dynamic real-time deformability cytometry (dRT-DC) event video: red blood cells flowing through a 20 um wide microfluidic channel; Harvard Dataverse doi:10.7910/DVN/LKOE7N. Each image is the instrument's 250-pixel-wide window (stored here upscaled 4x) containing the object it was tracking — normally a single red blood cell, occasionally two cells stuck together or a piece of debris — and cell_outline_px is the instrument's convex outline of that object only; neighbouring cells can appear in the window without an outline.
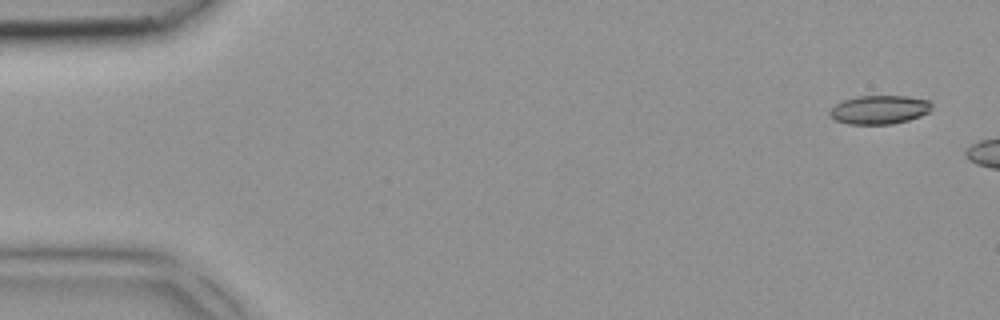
{"species": "common noctule bat (a hibernating species)", "species_latin": "Nyctalus noctula", "temperature_condition": "room temperature", "stored_images_in_passage": 3, "camera_frame_rate_fps": 3000, "um_per_image_px": 0.085, "animal": {"sex": "female", "body_mass_g": 18.4}, "frame": {"image": 1, "passage_image": 1, "time_ms": 0.0, "image_size_px": [1000, 320], "cell_outline_px": [[932, 108], [928, 112], [920, 116], [908, 120], [892, 124], [848, 124], [836, 120], [828, 116], [828, 112], [836, 104], [844, 100], [856, 96], [908, 96], [928, 100], [932, 104]], "centroid_in_image_um": [74.74, 9.32], "position_along_channel_um": 10.3, "area_um2": 17.11}}